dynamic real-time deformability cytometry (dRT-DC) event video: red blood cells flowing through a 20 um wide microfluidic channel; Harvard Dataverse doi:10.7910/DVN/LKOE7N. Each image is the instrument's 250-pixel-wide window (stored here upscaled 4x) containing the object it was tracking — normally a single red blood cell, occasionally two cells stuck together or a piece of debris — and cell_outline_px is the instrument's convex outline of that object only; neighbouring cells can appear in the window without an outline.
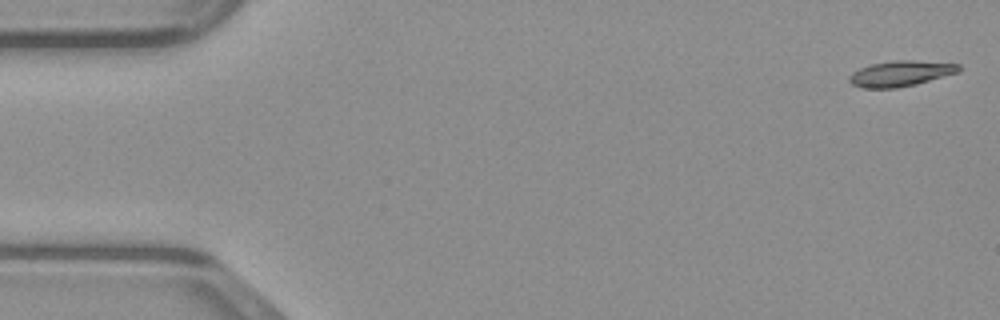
{"species": "common noctule bat (a hibernating species)", "species_latin": "Nyctalus noctula", "temperature_condition": "warm", "stored_images_in_passage": 42, "camera_frame_rate_fps": 3000, "um_per_image_px": 0.085, "animal": {"sex": "male", "body_mass_g": 23.1, "forearm_length_mm": 52.7}, "frame": {"image": 1, "passage_image": 1, "time_ms": 0.0, "image_size_px": [1000, 320], "cell_outline_px": [[960, 72], [916, 84], [896, 88], [860, 88], [852, 84], [848, 80], [848, 76], [852, 72], [860, 68], [872, 64], [896, 60], [912, 60], [960, 64]], "centroid_in_image_um": [76.54, 6.25], "position_along_channel_um": 8.5, "area_um2": 16.36}}
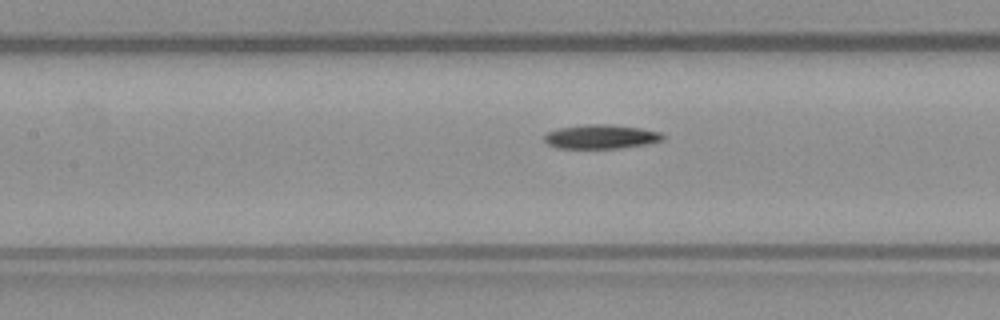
{"frame": {"image": 2, "passage_image": 21, "time_ms": 6.667, "image_size_px": [1000, 320], "cell_outline_px": [[664, 140], [644, 144], [620, 148], [556, 148], [548, 144], [544, 140], [544, 132], [560, 128], [584, 124], [608, 124], [640, 128], [660, 132], [664, 136]], "centroid_in_image_um": [51.04, 11.61], "position_along_channel_um": 156.4, "area_um2": 16.65}}
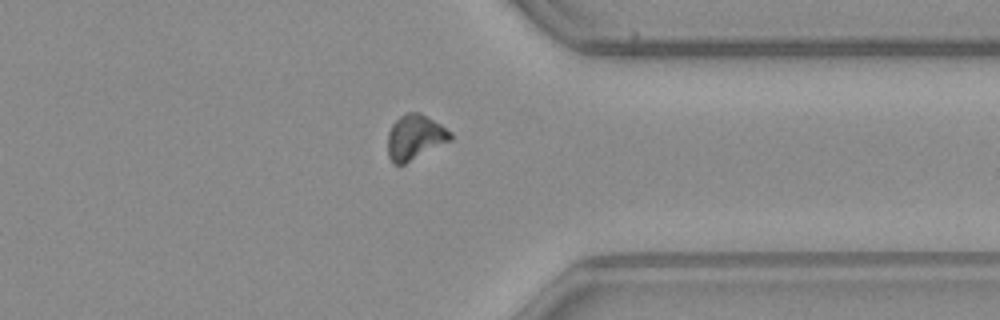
{"frame": {"image": 3, "passage_image": 37, "time_ms": 12.0, "image_size_px": [1000, 320], "cell_outline_px": [[452, 140], [404, 164], [392, 164], [388, 156], [388, 132], [392, 124], [400, 116], [408, 112], [420, 112], [440, 124], [452, 132]], "centroid_in_image_um": [35.27, 11.66], "position_along_channel_um": 376.1, "area_um2": 16.47}}